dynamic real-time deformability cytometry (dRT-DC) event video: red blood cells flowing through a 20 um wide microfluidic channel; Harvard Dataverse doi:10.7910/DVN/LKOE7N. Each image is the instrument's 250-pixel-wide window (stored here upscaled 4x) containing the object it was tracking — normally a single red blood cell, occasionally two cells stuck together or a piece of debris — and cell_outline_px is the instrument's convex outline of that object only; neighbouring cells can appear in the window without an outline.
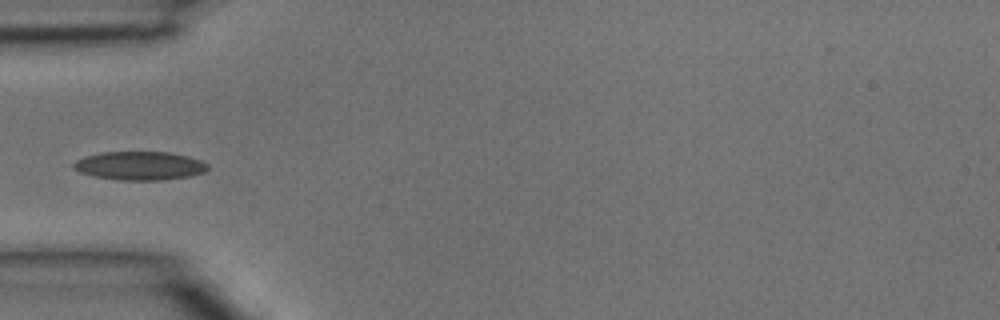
{"species": "common noctule bat (a hibernating species)", "species_latin": "Nyctalus noctula", "temperature_condition": "room temperature", "stored_images_in_passage": 4, "camera_frame_rate_fps": 3000, "um_per_image_px": 0.085, "animal": {"sex": "male", "body_mass_g": 15.6}, "frame": {"image": 1, "passage_image": 3, "time_ms": 0.667, "image_size_px": [1000, 320], "cell_outline_px": [[208, 168], [204, 172], [188, 176], [160, 180], [120, 180], [96, 176], [80, 172], [72, 168], [72, 164], [76, 160], [84, 156], [100, 152], [168, 152], [188, 156], [200, 160], [208, 164]], "centroid_in_image_um": [11.85, 14.08], "position_along_channel_um": 73.2, "area_um2": 22.25}}